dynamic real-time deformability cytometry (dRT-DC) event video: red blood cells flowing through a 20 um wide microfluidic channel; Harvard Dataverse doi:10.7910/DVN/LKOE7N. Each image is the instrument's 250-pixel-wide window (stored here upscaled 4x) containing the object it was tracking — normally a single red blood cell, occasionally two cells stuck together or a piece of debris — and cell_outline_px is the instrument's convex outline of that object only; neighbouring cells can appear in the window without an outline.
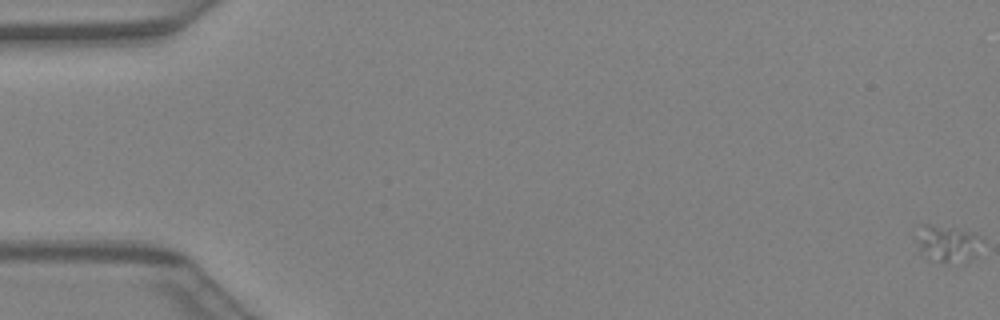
{"species": "Egyptian fruit bat (a non-hibernating species)", "species_latin": "Rousettus aegyptiacus", "temperature_condition": "warm", "stored_images_in_passage": 43, "camera_frame_rate_fps": 3000, "um_per_image_px": 0.085, "animal": {"sex": "female"}, "frame": {"image": 1, "passage_image": 1, "time_ms": 0.0, "image_size_px": [1000, 320], "cell_outline_px": [[984, 240], [976, 256], [968, 260], [936, 260], [920, 252], [920, 240], [924, 224], [932, 224], [976, 232]], "centroid_in_image_um": [80.7, 20.66], "position_along_channel_um": 4.3, "area_um2": 13.18}}
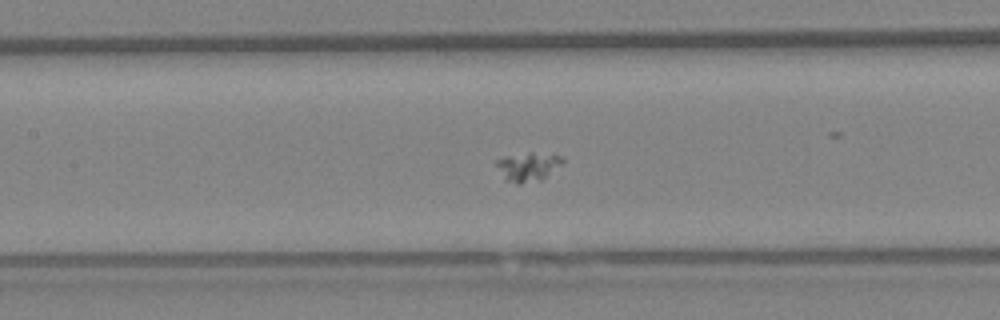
{"frame": {"image": 2, "passage_image": 21, "time_ms": 6.667, "image_size_px": [1000, 320], "cell_outline_px": [[564, 164], [540, 180], [520, 184], [516, 184], [504, 180], [496, 164], [496, 160], [504, 156], [528, 152], [532, 152], [560, 156], [564, 160]], "centroid_in_image_um": [44.87, 14.17], "position_along_channel_um": 162.5, "area_um2": 11.21}}
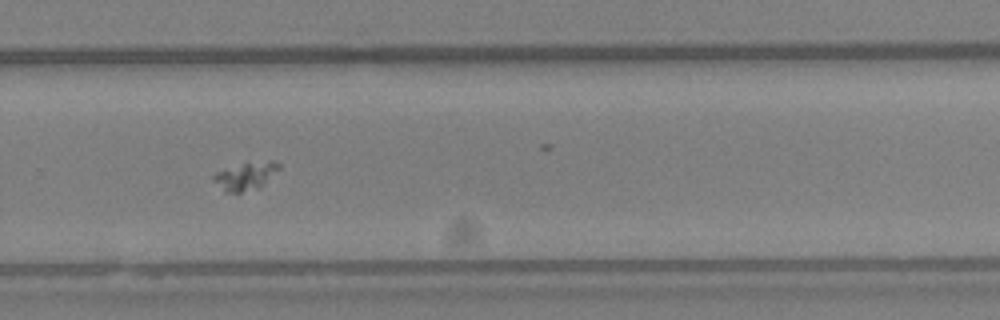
{"frame": {"image": 3, "passage_image": 30, "time_ms": 9.667, "image_size_px": [1000, 320], "cell_outline_px": [[280, 168], [260, 188], [240, 192], [224, 192], [212, 180], [212, 176], [216, 172], [244, 164], [268, 160], [272, 160], [280, 164]], "centroid_in_image_um": [20.89, 14.98], "position_along_channel_um": 308.9, "area_um2": 10.4}}